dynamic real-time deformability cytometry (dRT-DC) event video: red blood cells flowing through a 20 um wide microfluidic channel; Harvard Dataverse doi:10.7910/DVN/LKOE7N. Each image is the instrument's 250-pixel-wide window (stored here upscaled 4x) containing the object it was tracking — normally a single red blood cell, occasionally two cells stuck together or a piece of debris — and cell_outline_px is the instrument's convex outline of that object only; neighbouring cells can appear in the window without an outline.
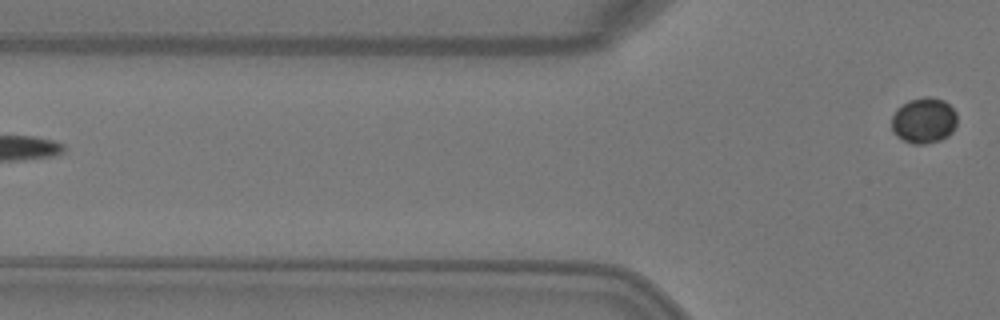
{"species": "Egyptian fruit bat (a non-hibernating species)", "species_latin": "Rousettus aegyptiacus", "temperature_condition": "warm", "stored_images_in_passage": 5, "camera_frame_rate_fps": 3000, "um_per_image_px": 0.085, "animal": {"sex": "female"}, "frame": {"image": 1, "passage_image": 5, "time_ms": 1.333, "image_size_px": [1000, 320], "cell_outline_px": [[956, 124], [952, 132], [948, 136], [940, 140], [924, 144], [912, 144], [896, 136], [892, 128], [892, 116], [896, 108], [908, 100], [924, 96], [928, 96], [944, 100], [956, 112]], "centroid_in_image_um": [78.52, 10.23], "position_along_channel_um": 47.3, "area_um2": 17.57}}